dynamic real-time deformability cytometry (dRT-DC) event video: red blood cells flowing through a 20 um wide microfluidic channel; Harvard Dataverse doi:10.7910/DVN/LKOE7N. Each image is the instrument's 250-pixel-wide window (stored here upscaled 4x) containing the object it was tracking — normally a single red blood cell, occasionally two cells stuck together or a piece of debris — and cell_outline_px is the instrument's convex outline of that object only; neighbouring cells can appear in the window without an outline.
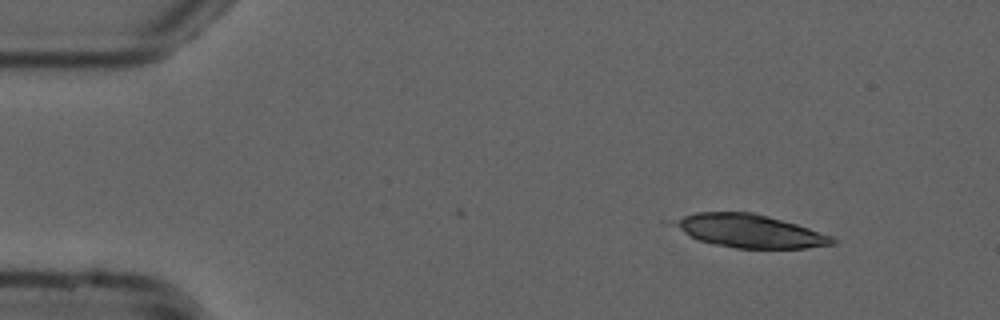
{"species": "common noctule bat (a hibernating species)", "species_latin": "Nyctalus noctula", "temperature_condition": "cold", "stored_images_in_passage": 8, "camera_frame_rate_fps": 3000, "um_per_image_px": 0.085, "animal": {"sex": "male", "forearm_length_mm": 52.5}, "frame": {"image": 1, "passage_image": 1, "time_ms": 0.0, "image_size_px": [1000, 320], "cell_outline_px": [[836, 244], [804, 248], [736, 248], [712, 244], [700, 240], [660, 220], [696, 212], [752, 212], [768, 216], [796, 224], [832, 236], [836, 240]], "centroid_in_image_um": [63.59, 19.61], "position_along_channel_um": 21.4, "area_um2": 30.92}}